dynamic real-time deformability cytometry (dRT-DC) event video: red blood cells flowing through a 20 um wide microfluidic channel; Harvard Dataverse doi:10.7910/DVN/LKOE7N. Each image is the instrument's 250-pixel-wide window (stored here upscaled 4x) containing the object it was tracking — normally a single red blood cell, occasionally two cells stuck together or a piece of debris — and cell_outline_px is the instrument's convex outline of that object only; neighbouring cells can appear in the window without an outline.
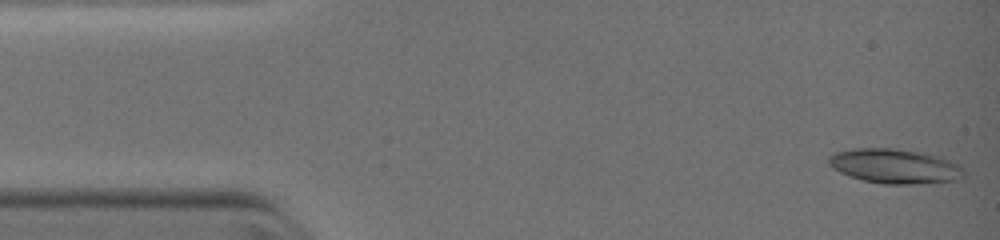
{"species": "common noctule bat (a hibernating species)", "species_latin": "Nyctalus noctula", "temperature_condition": "warm", "stored_images_in_passage": 33, "camera_frame_rate_fps": 3000, "um_per_image_px": 0.085, "animal": {"sex": "female", "body_mass_g": 19.0, "forearm_length_mm": 51.5}, "frame": {"image": 1, "passage_image": 1, "time_ms": 0.0, "image_size_px": [1000, 240], "cell_outline_px": [[964, 176], [956, 180], [920, 184], [884, 184], [864, 180], [840, 172], [828, 164], [828, 156], [836, 152], [860, 148], [888, 148], [916, 152], [948, 160], [956, 164], [964, 172]], "centroid_in_image_um": [76.02, 14.14], "position_along_channel_um": 9.0, "area_um2": 26.53}}
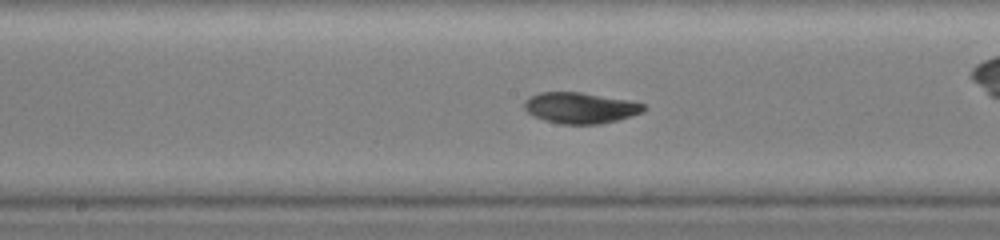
{"frame": {"image": 2, "passage_image": 22, "time_ms": 6.0, "image_size_px": [1000, 240], "cell_outline_px": [[644, 112], [616, 120], [600, 124], [560, 124], [544, 120], [528, 112], [524, 108], [524, 100], [528, 96], [540, 92], [580, 92], [628, 100], [644, 104]], "centroid_in_image_um": [49.29, 9.16], "position_along_channel_um": 198.9, "area_um2": 21.44}}
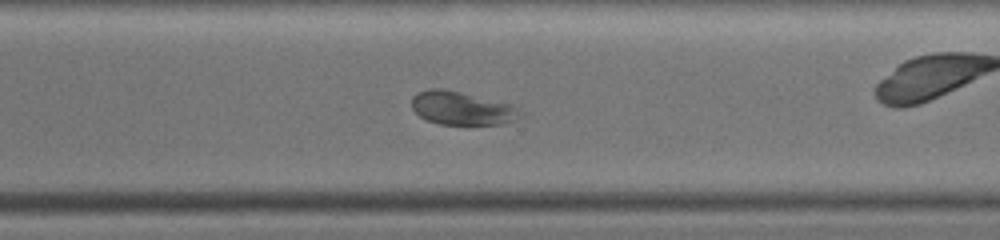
{"frame": {"image": 3, "passage_image": 31, "time_ms": 8.667, "image_size_px": [1000, 240], "cell_outline_px": [[516, 120], [504, 124], [440, 124], [428, 120], [420, 116], [412, 108], [412, 96], [420, 92], [432, 88], [440, 88], [460, 92], [512, 104]], "centroid_in_image_um": [39.17, 9.19], "position_along_channel_um": 331.4, "area_um2": 20.4}}